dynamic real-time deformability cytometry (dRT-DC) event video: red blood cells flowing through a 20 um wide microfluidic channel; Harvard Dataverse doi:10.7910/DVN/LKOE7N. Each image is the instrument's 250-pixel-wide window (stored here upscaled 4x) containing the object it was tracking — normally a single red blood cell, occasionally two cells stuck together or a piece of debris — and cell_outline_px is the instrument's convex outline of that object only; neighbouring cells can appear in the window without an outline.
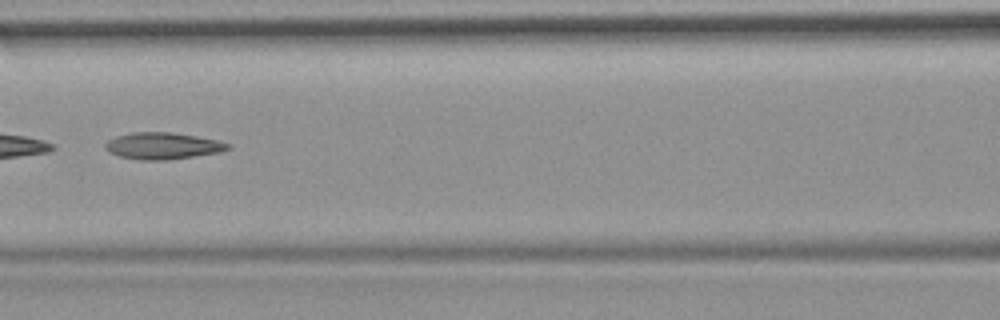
{"species": "common noctule bat (a hibernating species)", "species_latin": "Nyctalus noctula", "temperature_condition": "room temperature", "stored_images_in_passage": 22, "camera_frame_rate_fps": 3000, "um_per_image_px": 0.085, "animal": {"sex": "female", "body_mass_g": 19.9}, "frame": {"image": 1, "passage_image": 10, "time_ms": 3.0, "image_size_px": [1000, 320], "cell_outline_px": [[232, 148], [220, 152], [168, 160], [140, 160], [120, 156], [108, 152], [104, 148], [104, 144], [108, 140], [116, 136], [132, 132], [172, 132], [196, 136], [216, 140], [232, 144]], "centroid_in_image_um": [13.83, 12.4], "position_along_channel_um": 152.8, "area_um2": 19.19}}
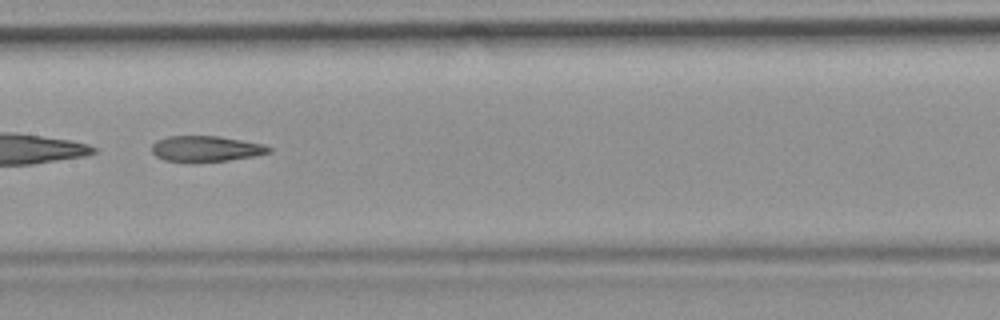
{"frame": {"image": 2, "passage_image": 13, "time_ms": 4.0, "image_size_px": [1000, 320], "cell_outline_px": [[272, 148], [268, 152], [252, 156], [228, 160], [164, 160], [156, 156], [152, 152], [152, 144], [156, 140], [168, 136], [220, 136], [260, 144]], "centroid_in_image_um": [17.45, 12.61], "position_along_channel_um": 190.0, "area_um2": 16.82}}